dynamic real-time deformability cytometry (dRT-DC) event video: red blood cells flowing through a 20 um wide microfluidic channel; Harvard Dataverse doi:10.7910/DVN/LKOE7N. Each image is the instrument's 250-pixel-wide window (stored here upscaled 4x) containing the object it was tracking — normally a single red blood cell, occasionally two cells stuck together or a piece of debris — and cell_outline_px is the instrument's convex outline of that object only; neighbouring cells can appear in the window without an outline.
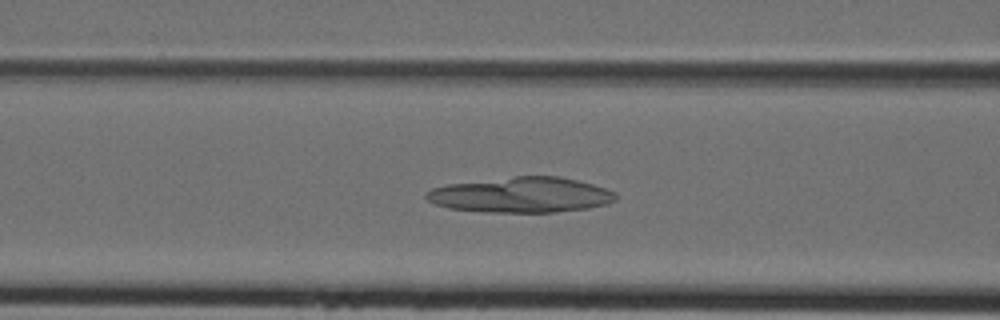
{"species": "Egyptian fruit bat (a non-hibernating species)", "species_latin": "Rousettus aegyptiacus", "temperature_condition": "cold", "stored_images_in_passage": 34, "camera_frame_rate_fps": 3000, "um_per_image_px": 0.085, "animal": {"sex": "female"}, "frame": {"image": 1, "passage_image": 9, "time_ms": 2.667, "image_size_px": [1000, 320], "cell_outline_px": [[616, 200], [608, 204], [588, 208], [556, 212], [488, 212], [448, 208], [436, 204], [428, 200], [424, 196], [424, 192], [432, 188], [448, 184], [516, 176], [560, 176], [592, 184], [616, 192]], "centroid_in_image_um": [44.3, 16.57], "position_along_channel_um": 122.3, "area_um2": 39.02}}
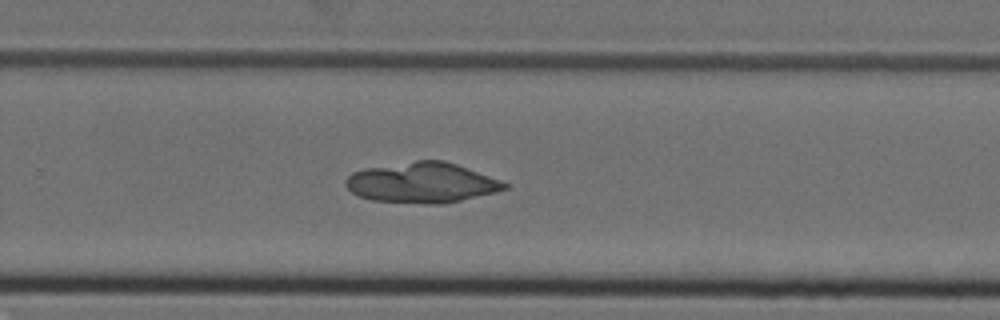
{"frame": {"image": 2, "passage_image": 20, "time_ms": 6.333, "image_size_px": [1000, 320], "cell_outline_px": [[512, 184], [508, 188], [496, 192], [444, 204], [428, 204], [372, 200], [360, 196], [352, 192], [344, 184], [344, 180], [352, 172], [364, 168], [416, 160], [444, 160], [456, 164]], "centroid_in_image_um": [35.88, 15.52], "position_along_channel_um": 293.9, "area_um2": 37.45}}
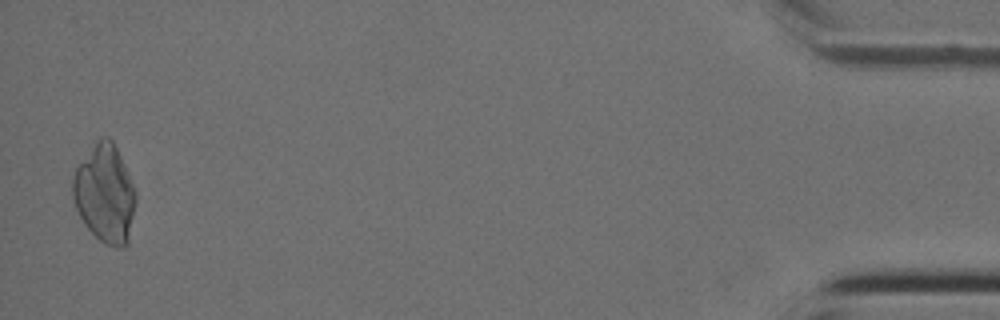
{"frame": {"image": 3, "passage_image": 34, "time_ms": 11.0, "image_size_px": [1000, 320], "cell_outline_px": [[136, 200], [128, 244], [124, 248], [116, 248], [104, 244], [88, 228], [80, 216], [76, 208], [72, 196], [72, 180], [76, 168], [96, 140], [104, 136], [108, 136], [112, 140], [124, 164], [136, 192]], "centroid_in_image_um": [8.92, 16.48], "position_along_channel_um": 426.3, "area_um2": 35.89}}